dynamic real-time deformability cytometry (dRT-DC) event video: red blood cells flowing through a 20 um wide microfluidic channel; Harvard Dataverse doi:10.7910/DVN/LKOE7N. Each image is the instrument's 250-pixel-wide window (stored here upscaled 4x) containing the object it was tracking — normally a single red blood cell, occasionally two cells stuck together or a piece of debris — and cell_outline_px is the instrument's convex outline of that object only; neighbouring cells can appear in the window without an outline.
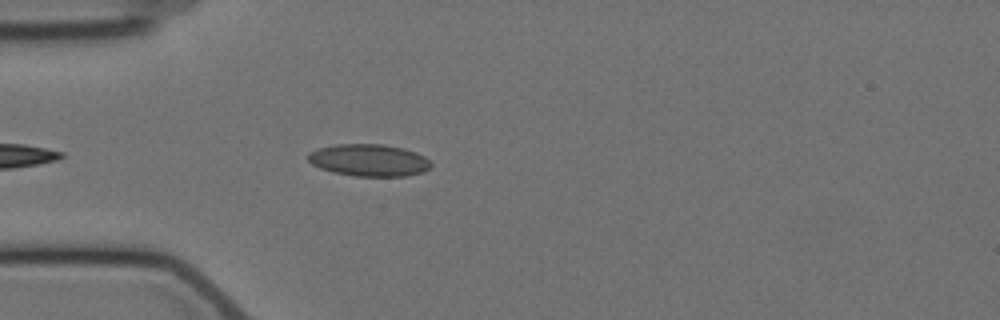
{"species": "Egyptian fruit bat (a non-hibernating species)", "species_latin": "Rousettus aegyptiacus", "temperature_condition": "cold", "stored_images_in_passage": 5, "camera_frame_rate_fps": 3000, "um_per_image_px": 0.085, "animal": {"sex": "female"}, "frame": {"image": 1, "passage_image": 5, "time_ms": 4.667, "image_size_px": [1000, 320], "cell_outline_px": [[432, 164], [424, 172], [408, 176], [356, 176], [332, 172], [320, 168], [312, 164], [308, 160], [308, 152], [320, 148], [336, 144], [384, 144], [404, 148], [416, 152], [424, 156]], "centroid_in_image_um": [31.37, 13.62], "position_along_channel_um": 53.6, "area_um2": 23.06}}